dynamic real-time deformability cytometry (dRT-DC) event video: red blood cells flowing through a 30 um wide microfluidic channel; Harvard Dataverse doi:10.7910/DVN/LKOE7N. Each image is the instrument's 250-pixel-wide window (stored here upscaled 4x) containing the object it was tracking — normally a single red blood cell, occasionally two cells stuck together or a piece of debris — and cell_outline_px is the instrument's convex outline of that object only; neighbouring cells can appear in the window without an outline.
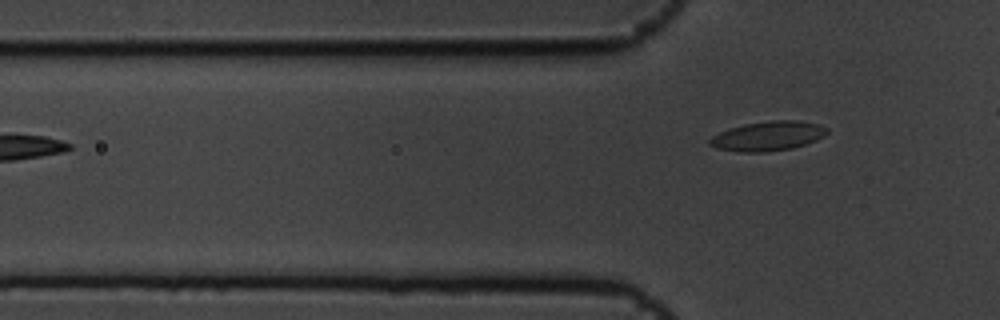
{"species": "common noctule bat (a hibernating species)", "species_latin": "Nyctalus noctula", "temperature_condition": "cold", "stored_images_in_passage": 6, "camera_frame_rate_fps": 3000, "um_per_image_px": 0.085, "animal": {"sex": "male", "body_mass_g": 19.5, "forearm_length_mm": 54.6}, "frame": {"image": 1, "passage_image": 6, "time_ms": 1.667, "image_size_px": [1000, 320], "cell_outline_px": [[828, 132], [824, 136], [816, 140], [792, 148], [764, 152], [740, 152], [716, 148], [708, 144], [708, 140], [712, 136], [728, 128], [744, 124], [772, 120], [796, 120], [820, 124], [828, 128]], "centroid_in_image_um": [65.26, 11.56], "position_along_channel_um": 60.5, "area_um2": 20.23}}